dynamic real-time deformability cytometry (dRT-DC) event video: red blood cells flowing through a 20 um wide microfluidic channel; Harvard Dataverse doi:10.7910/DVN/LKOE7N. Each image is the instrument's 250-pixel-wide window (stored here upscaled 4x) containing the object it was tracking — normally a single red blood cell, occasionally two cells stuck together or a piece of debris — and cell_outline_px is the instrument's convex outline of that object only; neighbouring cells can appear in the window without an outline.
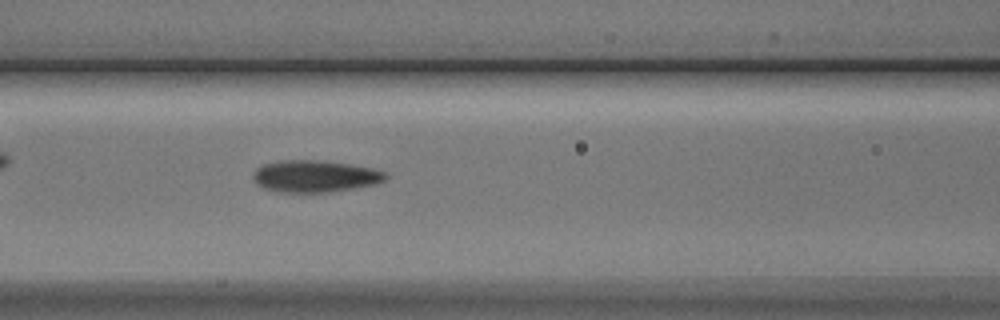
{"species": "Egyptian fruit bat (a non-hibernating species)", "species_latin": "Rousettus aegyptiacus", "temperature_condition": "cold", "stored_images_in_passage": 4, "camera_frame_rate_fps": 3000, "um_per_image_px": 0.085, "animal": {"sex": "male"}, "frame": {"image": 1, "passage_image": 4, "time_ms": 3.667, "image_size_px": [1000, 320], "cell_outline_px": [[388, 176], [384, 180], [376, 184], [356, 188], [328, 192], [276, 192], [264, 188], [256, 184], [252, 176], [256, 168], [264, 164], [280, 160], [316, 160], [348, 164], [372, 168], [388, 172]], "centroid_in_image_um": [26.77, 14.98], "position_along_channel_um": 139.8, "area_um2": 24.74}}